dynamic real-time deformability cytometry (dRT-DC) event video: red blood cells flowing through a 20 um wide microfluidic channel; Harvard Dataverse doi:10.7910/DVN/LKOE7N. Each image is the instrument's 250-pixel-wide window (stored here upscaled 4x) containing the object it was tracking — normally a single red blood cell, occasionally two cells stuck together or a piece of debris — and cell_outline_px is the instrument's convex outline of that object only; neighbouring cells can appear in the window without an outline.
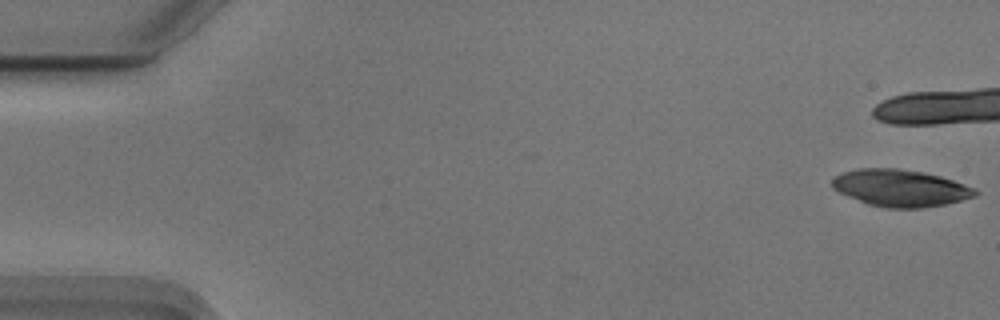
{"species": "Egyptian fruit bat (a non-hibernating species)", "species_latin": "Rousettus aegyptiacus", "temperature_condition": "cold", "stored_images_in_passage": 14, "camera_frame_rate_fps": 3000, "um_per_image_px": 0.085, "animal": {"sex": "male"}, "frame": {"image": 1, "passage_image": 1, "time_ms": 0.0, "image_size_px": [1000, 320], "cell_outline_px": [[980, 192], [976, 196], [944, 204], [920, 208], [888, 208], [868, 204], [848, 196], [832, 188], [832, 176], [840, 172], [856, 168], [900, 168], [924, 172], [940, 176], [976, 188]], "centroid_in_image_um": [76.51, 15.96], "position_along_channel_um": 8.5, "area_um2": 30.98}}